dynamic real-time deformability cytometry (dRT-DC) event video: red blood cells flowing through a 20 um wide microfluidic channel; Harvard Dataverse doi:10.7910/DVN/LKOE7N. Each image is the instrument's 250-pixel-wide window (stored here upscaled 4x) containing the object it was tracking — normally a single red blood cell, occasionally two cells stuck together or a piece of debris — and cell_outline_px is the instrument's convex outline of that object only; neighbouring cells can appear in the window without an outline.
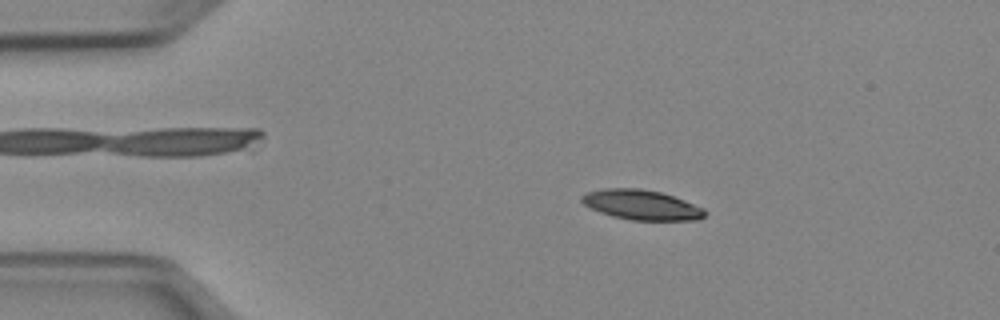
{"species": "Egyptian fruit bat (a non-hibernating species)", "species_latin": "Rousettus aegyptiacus", "temperature_condition": "cold", "stored_images_in_passage": 51, "camera_frame_rate_fps": 3000, "um_per_image_px": 0.085, "animal": {"sex": "female"}, "frame": {"image": 1, "passage_image": 9, "time_ms": 2.667, "image_size_px": [1000, 320], "cell_outline_px": [[708, 212], [700, 220], [632, 220], [612, 216], [600, 212], [584, 204], [580, 200], [580, 196], [588, 192], [604, 188], [640, 188], [660, 192], [684, 200], [704, 208]], "centroid_in_image_um": [54.54, 17.41], "position_along_channel_um": 30.5, "area_um2": 21.44}}
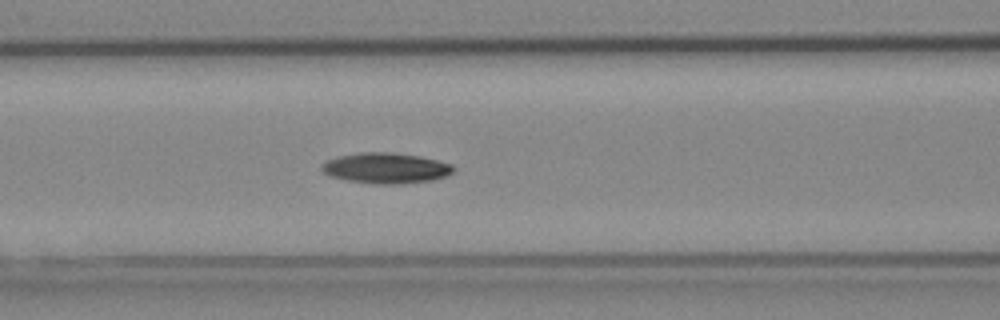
{"frame": {"image": 2, "passage_image": 21, "time_ms": 6.667, "image_size_px": [1000, 320], "cell_outline_px": [[456, 168], [448, 176], [432, 180], [404, 184], [372, 184], [344, 180], [328, 176], [320, 168], [320, 164], [328, 160], [340, 156], [360, 152], [388, 152], [420, 156], [452, 164]], "centroid_in_image_um": [32.79, 14.3], "position_along_channel_um": 133.8, "area_um2": 23.76}}
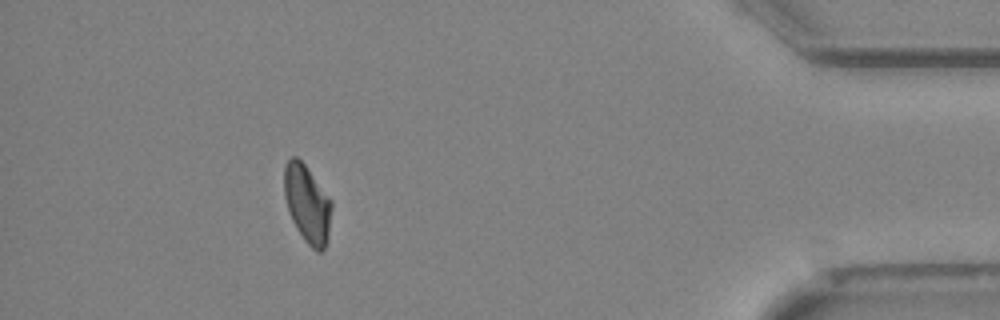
{"frame": {"image": 3, "passage_image": 46, "time_ms": 15.0, "image_size_px": [1000, 320], "cell_outline_px": [[332, 208], [328, 232], [324, 248], [320, 252], [316, 252], [304, 240], [296, 228], [292, 220], [284, 196], [284, 168], [288, 160], [292, 156], [296, 156], [304, 164], [332, 200]], "centroid_in_image_um": [26.11, 17.32], "position_along_channel_um": 409.1, "area_um2": 21.27}, "authors_computed_cell_mechanics": {"area_um2": 21.675, "velocity_mm_per_s": 3.9379, "shape_relaxation_time_tau1_ms": 10.1432, "shape_relaxation_time_tau2_ms": null, "deformation_change_tau1": 0.1945, "deformation_change_tau2": null}}